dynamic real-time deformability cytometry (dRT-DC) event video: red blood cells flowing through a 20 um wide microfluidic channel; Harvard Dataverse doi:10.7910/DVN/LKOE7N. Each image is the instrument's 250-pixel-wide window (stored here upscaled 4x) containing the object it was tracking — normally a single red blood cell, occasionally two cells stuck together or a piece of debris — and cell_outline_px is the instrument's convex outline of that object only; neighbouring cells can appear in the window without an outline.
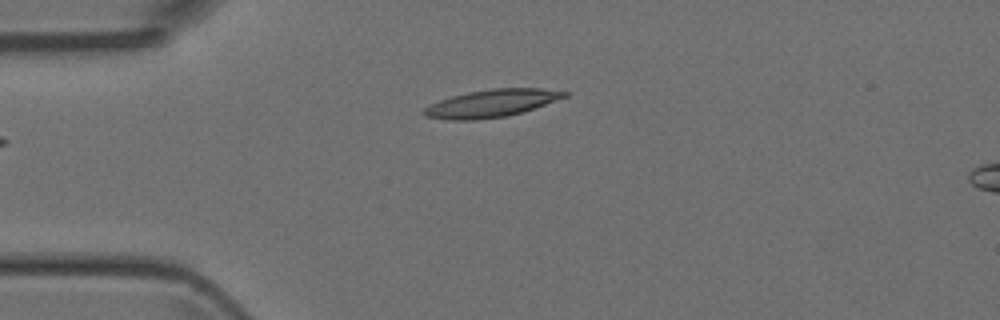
{"species": "Egyptian fruit bat (a non-hibernating species)", "species_latin": "Rousettus aegyptiacus", "temperature_condition": "room temperature", "stored_images_in_passage": 4, "camera_frame_rate_fps": 3000, "um_per_image_px": 0.085, "animal": {"sex": "female"}, "frame": {"image": 1, "passage_image": 4, "time_ms": 3.333, "image_size_px": [1000, 320], "cell_outline_px": [[568, 96], [508, 116], [476, 120], [452, 120], [424, 116], [424, 108], [440, 100], [452, 96], [468, 92], [492, 88], [540, 88], [568, 92]], "centroid_in_image_um": [41.77, 8.78], "position_along_channel_um": 43.2, "area_um2": 22.2}}